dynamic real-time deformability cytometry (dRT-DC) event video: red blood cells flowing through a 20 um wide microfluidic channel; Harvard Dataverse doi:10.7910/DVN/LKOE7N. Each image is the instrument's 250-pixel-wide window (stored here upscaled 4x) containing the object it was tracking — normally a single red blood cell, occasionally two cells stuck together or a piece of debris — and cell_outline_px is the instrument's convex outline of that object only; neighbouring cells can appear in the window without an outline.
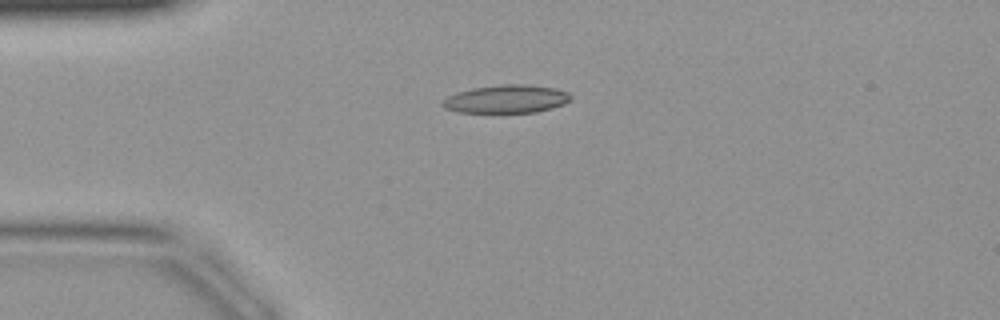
{"species": "common noctule bat (a hibernating species)", "species_latin": "Nyctalus noctula", "temperature_condition": "warm", "stored_images_in_passage": 35, "camera_frame_rate_fps": 3000, "um_per_image_px": 0.085, "animal": {"sex": "female", "body_mass_g": 19.9}, "frame": {"image": 1, "passage_image": 3, "time_ms": 0.667, "image_size_px": [1000, 320], "cell_outline_px": [[572, 100], [564, 104], [552, 108], [536, 112], [460, 112], [444, 108], [440, 104], [448, 96], [456, 92], [472, 88], [500, 84], [524, 84], [556, 88], [568, 92], [572, 96]], "centroid_in_image_um": [43.07, 8.41], "position_along_channel_um": 41.9, "area_um2": 21.1}}
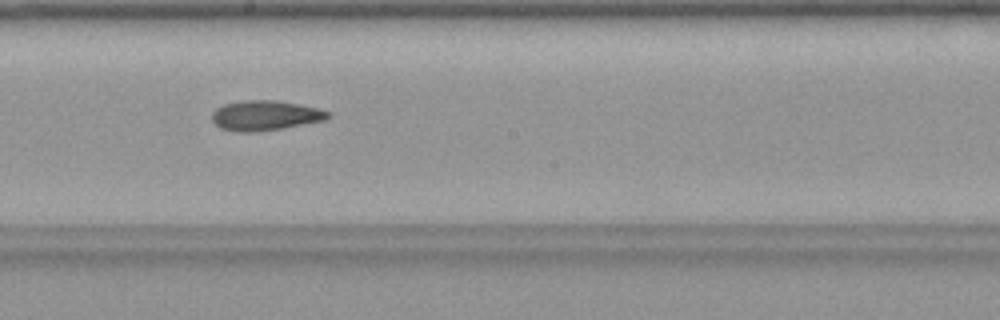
{"frame": {"image": 2, "passage_image": 16, "time_ms": 5.0, "image_size_px": [1000, 320], "cell_outline_px": [[332, 116], [324, 120], [280, 128], [256, 132], [232, 132], [220, 128], [212, 120], [212, 112], [216, 108], [224, 104], [244, 100], [272, 100], [320, 108], [328, 112]], "centroid_in_image_um": [22.5, 9.82], "position_along_channel_um": 225.7, "area_um2": 20.11}}
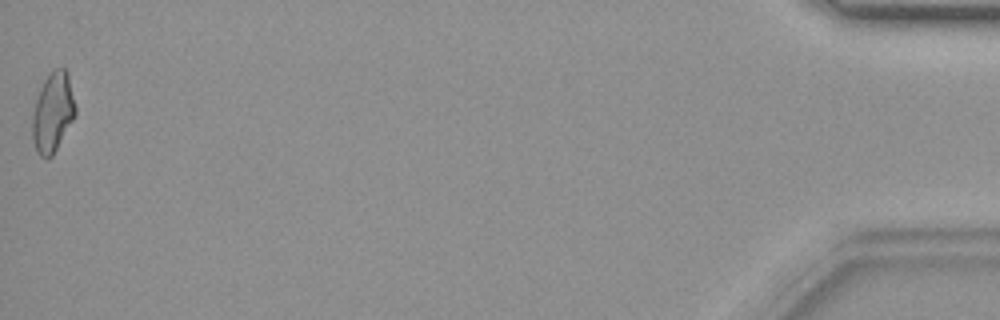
{"frame": {"image": 3, "passage_image": 35, "time_ms": 11.333, "image_size_px": [1000, 320], "cell_outline_px": [[76, 112], [72, 120], [52, 156], [48, 160], [40, 156], [36, 152], [32, 140], [32, 112], [40, 88], [44, 80], [52, 68], [64, 68], [68, 72], [76, 108]], "centroid_in_image_um": [4.46, 9.54], "position_along_channel_um": 430.7, "area_um2": 20.06}}